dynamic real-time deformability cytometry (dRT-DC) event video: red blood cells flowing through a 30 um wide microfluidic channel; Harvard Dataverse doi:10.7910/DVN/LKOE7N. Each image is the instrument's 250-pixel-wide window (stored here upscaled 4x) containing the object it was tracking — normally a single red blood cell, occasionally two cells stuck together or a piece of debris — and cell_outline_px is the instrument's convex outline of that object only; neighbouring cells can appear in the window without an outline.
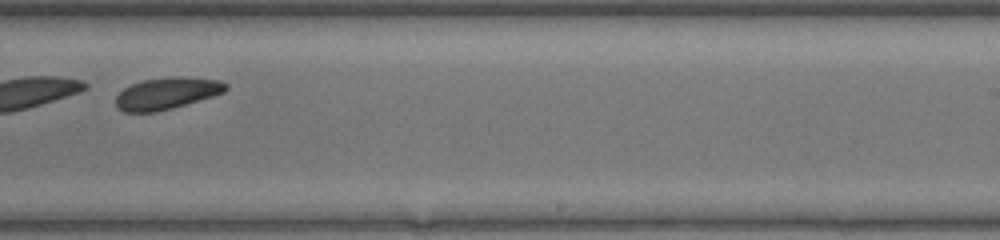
{"species": "common noctule bat (a hibernating species)", "species_latin": "Nyctalus noctula", "temperature_condition": "warm", "stored_images_in_passage": 30, "camera_frame_rate_fps": 3000, "um_per_image_px": 0.085, "animal": {"sex": "female", "body_mass_g": 17.0, "forearm_length_mm": 48.0}, "frame": {"image": 1, "passage_image": 18, "time_ms": 5.667, "image_size_px": [1000, 240], "cell_outline_px": [[228, 88], [224, 92], [212, 96], [172, 108], [156, 112], [124, 112], [116, 104], [116, 96], [124, 88], [132, 84], [144, 80], [168, 76], [184, 76], [220, 80], [228, 84]], "centroid_in_image_um": [14.2, 7.92], "position_along_channel_um": 274.8, "area_um2": 20.35}}